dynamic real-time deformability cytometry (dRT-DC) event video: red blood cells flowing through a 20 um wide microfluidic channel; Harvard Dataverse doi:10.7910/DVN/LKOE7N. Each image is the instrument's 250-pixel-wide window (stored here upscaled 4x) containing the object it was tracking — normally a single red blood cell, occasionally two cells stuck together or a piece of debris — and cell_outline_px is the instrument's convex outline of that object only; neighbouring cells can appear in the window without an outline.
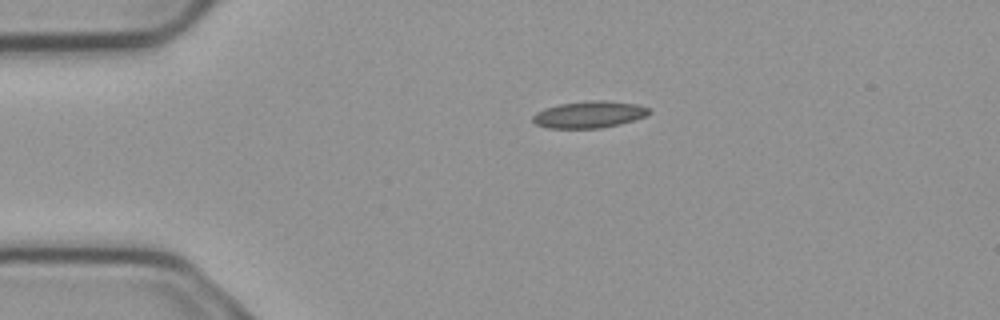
{"species": "common noctule bat (a hibernating species)", "species_latin": "Nyctalus noctula", "temperature_condition": "cold", "stored_images_in_passage": 2, "camera_frame_rate_fps": 3000, "um_per_image_px": 0.085, "animal": {"sex": "male", "body_mass_g": 23.1, "forearm_length_mm": 52.7}, "frame": {"image": 1, "passage_image": 1, "time_ms": 0.0, "image_size_px": [1000, 320], "cell_outline_px": [[648, 112], [644, 116], [620, 124], [600, 128], [548, 128], [536, 124], [532, 120], [532, 116], [536, 112], [560, 104], [588, 100], [604, 100], [636, 104], [648, 108]], "centroid_in_image_um": [50.04, 9.73], "position_along_channel_um": 35.0, "area_um2": 17.86}}